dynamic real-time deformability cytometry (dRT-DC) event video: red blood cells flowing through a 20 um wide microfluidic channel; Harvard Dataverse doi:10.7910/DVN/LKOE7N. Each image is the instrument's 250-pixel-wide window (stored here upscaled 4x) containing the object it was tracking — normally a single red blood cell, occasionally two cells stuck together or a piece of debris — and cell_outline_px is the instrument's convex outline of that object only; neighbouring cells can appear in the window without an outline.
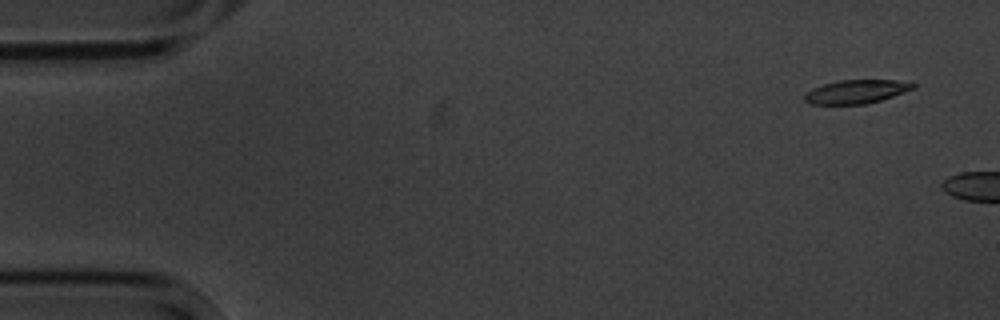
{"species": "common noctule bat (a hibernating species)", "species_latin": "Nyctalus noctula", "temperature_condition": "cold", "stored_images_in_passage": 3, "camera_frame_rate_fps": 3000, "um_per_image_px": 0.085, "animal": {"sex": "male", "body_mass_g": 20.1, "forearm_length_mm": 53.5}, "frame": {"image": 1, "passage_image": 1, "time_ms": 0.0, "image_size_px": [1000, 320], "cell_outline_px": [[916, 88], [880, 100], [864, 104], [812, 104], [804, 100], [804, 92], [812, 88], [824, 84], [840, 80], [896, 80], [916, 84]], "centroid_in_image_um": [72.76, 7.78], "position_along_channel_um": 12.2, "area_um2": 14.85}}